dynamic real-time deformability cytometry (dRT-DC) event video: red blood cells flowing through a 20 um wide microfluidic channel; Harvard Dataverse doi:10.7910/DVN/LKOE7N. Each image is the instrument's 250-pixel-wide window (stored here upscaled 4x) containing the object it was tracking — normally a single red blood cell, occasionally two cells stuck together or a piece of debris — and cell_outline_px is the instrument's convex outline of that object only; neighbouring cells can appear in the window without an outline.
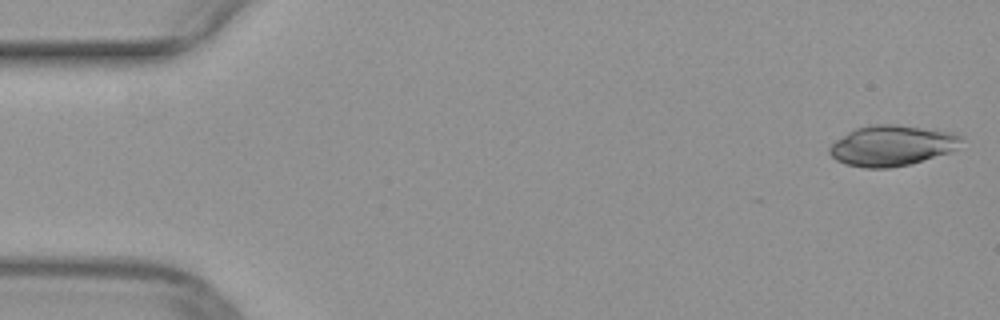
{"species": "common noctule bat (a hibernating species)", "species_latin": "Nyctalus noctula", "temperature_condition": "warm", "stored_images_in_passage": 8, "camera_frame_rate_fps": 3000, "um_per_image_px": 0.085, "animal": {"sex": "female", "body_mass_g": 29.2, "forearm_length_mm": 56.3}, "frame": {"image": 1, "passage_image": 1, "time_ms": 0.0, "image_size_px": [1000, 320], "cell_outline_px": [[964, 136], [956, 148], [948, 152], [912, 164], [888, 168], [864, 168], [848, 164], [836, 160], [828, 152], [828, 148], [836, 140], [848, 132], [856, 128], [868, 124], [896, 124], [956, 132]], "centroid_in_image_um": [75.82, 12.36], "position_along_channel_um": 9.2, "area_um2": 31.27}}